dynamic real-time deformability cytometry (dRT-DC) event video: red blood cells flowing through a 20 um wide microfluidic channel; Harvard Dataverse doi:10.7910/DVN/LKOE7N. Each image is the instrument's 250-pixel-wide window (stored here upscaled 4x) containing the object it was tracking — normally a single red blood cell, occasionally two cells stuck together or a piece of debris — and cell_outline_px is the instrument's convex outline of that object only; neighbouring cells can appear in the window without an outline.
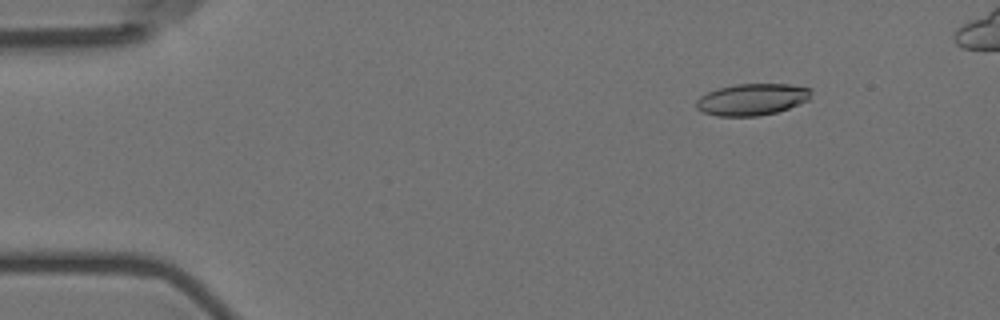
{"species": "Egyptian fruit bat (a non-hibernating species)", "species_latin": "Rousettus aegyptiacus", "temperature_condition": "room temperature", "stored_images_in_passage": 54, "camera_frame_rate_fps": 3000, "um_per_image_px": 0.085, "animal": {"sex": "female"}, "frame": {"image": 1, "passage_image": 7, "time_ms": 2.0, "image_size_px": [1000, 320], "cell_outline_px": [[812, 92], [808, 100], [800, 104], [776, 112], [756, 116], [716, 116], [704, 112], [696, 108], [696, 100], [700, 96], [716, 88], [736, 84], [788, 84], [812, 88]], "centroid_in_image_um": [63.92, 8.44], "position_along_channel_um": 21.1, "area_um2": 21.27}}
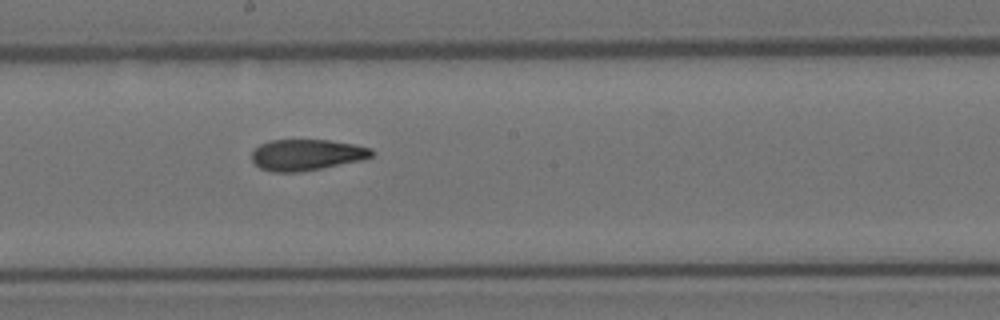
{"frame": {"image": 2, "passage_image": 31, "time_ms": 10.0, "image_size_px": [1000, 320], "cell_outline_px": [[376, 152], [372, 156], [364, 160], [300, 172], [272, 172], [260, 168], [252, 160], [252, 152], [260, 144], [268, 140], [328, 140], [352, 144], [372, 148]], "centroid_in_image_um": [26.08, 13.16], "position_along_channel_um": 222.1, "area_um2": 21.85}}
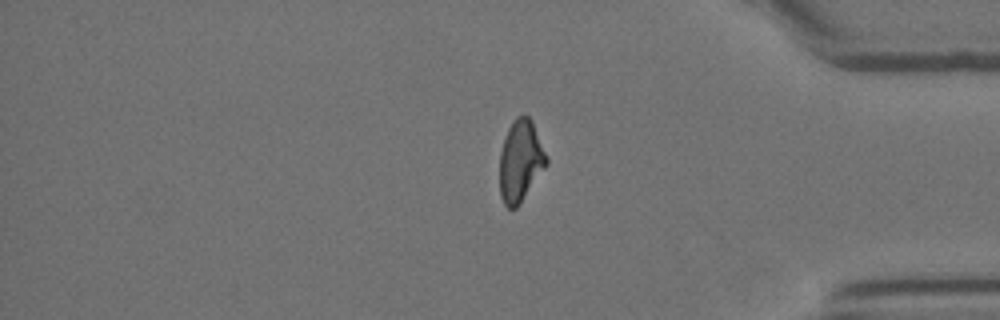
{"frame": {"image": 3, "passage_image": 47, "time_ms": 15.333, "image_size_px": [1000, 320], "cell_outline_px": [[548, 164], [520, 204], [516, 208], [508, 208], [504, 204], [500, 196], [500, 152], [508, 128], [512, 120], [516, 116], [528, 116], [532, 120], [548, 156]], "centroid_in_image_um": [44.26, 13.68], "position_along_channel_um": 390.9, "area_um2": 22.43}, "authors_computed_cell_mechanics": {"area_um2": 22.1663, "velocity_mm_per_s": 3.583, "shape_relaxation_time_tau1_ms": 8.4783, "shape_relaxation_time_tau2_ms": 4.1524, "deformation_change_tau1": 0.2164, "deformation_change_tau2": 0.1264}}